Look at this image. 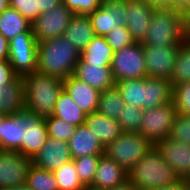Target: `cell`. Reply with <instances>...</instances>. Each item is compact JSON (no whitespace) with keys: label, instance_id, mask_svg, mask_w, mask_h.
Listing matches in <instances>:
<instances>
[{"label":"cell","instance_id":"obj_1","mask_svg":"<svg viewBox=\"0 0 190 190\" xmlns=\"http://www.w3.org/2000/svg\"><path fill=\"white\" fill-rule=\"evenodd\" d=\"M80 51L64 36L38 42L37 71L66 79L74 74Z\"/></svg>","mask_w":190,"mask_h":190},{"label":"cell","instance_id":"obj_2","mask_svg":"<svg viewBox=\"0 0 190 190\" xmlns=\"http://www.w3.org/2000/svg\"><path fill=\"white\" fill-rule=\"evenodd\" d=\"M187 18L174 7H155L142 46H179L186 39Z\"/></svg>","mask_w":190,"mask_h":190},{"label":"cell","instance_id":"obj_3","mask_svg":"<svg viewBox=\"0 0 190 190\" xmlns=\"http://www.w3.org/2000/svg\"><path fill=\"white\" fill-rule=\"evenodd\" d=\"M25 82V109L47 118L53 115L63 80L38 71L23 77Z\"/></svg>","mask_w":190,"mask_h":190},{"label":"cell","instance_id":"obj_4","mask_svg":"<svg viewBox=\"0 0 190 190\" xmlns=\"http://www.w3.org/2000/svg\"><path fill=\"white\" fill-rule=\"evenodd\" d=\"M128 178L140 190L162 188L181 180L155 146L133 166Z\"/></svg>","mask_w":190,"mask_h":190},{"label":"cell","instance_id":"obj_5","mask_svg":"<svg viewBox=\"0 0 190 190\" xmlns=\"http://www.w3.org/2000/svg\"><path fill=\"white\" fill-rule=\"evenodd\" d=\"M153 146L140 133L122 132L104 149V153L114 160L125 172L129 173L133 166Z\"/></svg>","mask_w":190,"mask_h":190},{"label":"cell","instance_id":"obj_6","mask_svg":"<svg viewBox=\"0 0 190 190\" xmlns=\"http://www.w3.org/2000/svg\"><path fill=\"white\" fill-rule=\"evenodd\" d=\"M177 115L174 101L144 110L138 133L155 145L169 137Z\"/></svg>","mask_w":190,"mask_h":190},{"label":"cell","instance_id":"obj_7","mask_svg":"<svg viewBox=\"0 0 190 190\" xmlns=\"http://www.w3.org/2000/svg\"><path fill=\"white\" fill-rule=\"evenodd\" d=\"M111 71L115 82L147 77L142 43L134 42L115 51Z\"/></svg>","mask_w":190,"mask_h":190},{"label":"cell","instance_id":"obj_8","mask_svg":"<svg viewBox=\"0 0 190 190\" xmlns=\"http://www.w3.org/2000/svg\"><path fill=\"white\" fill-rule=\"evenodd\" d=\"M9 63L18 77L37 71L38 42L33 32L19 33L9 41Z\"/></svg>","mask_w":190,"mask_h":190},{"label":"cell","instance_id":"obj_9","mask_svg":"<svg viewBox=\"0 0 190 190\" xmlns=\"http://www.w3.org/2000/svg\"><path fill=\"white\" fill-rule=\"evenodd\" d=\"M74 13L63 3L42 13L32 23V31L37 42L64 36Z\"/></svg>","mask_w":190,"mask_h":190},{"label":"cell","instance_id":"obj_10","mask_svg":"<svg viewBox=\"0 0 190 190\" xmlns=\"http://www.w3.org/2000/svg\"><path fill=\"white\" fill-rule=\"evenodd\" d=\"M32 158L19 152L0 150V190L26 183Z\"/></svg>","mask_w":190,"mask_h":190},{"label":"cell","instance_id":"obj_11","mask_svg":"<svg viewBox=\"0 0 190 190\" xmlns=\"http://www.w3.org/2000/svg\"><path fill=\"white\" fill-rule=\"evenodd\" d=\"M126 15V0H102V5L88 17L95 35L106 36L110 31L126 25Z\"/></svg>","mask_w":190,"mask_h":190},{"label":"cell","instance_id":"obj_12","mask_svg":"<svg viewBox=\"0 0 190 190\" xmlns=\"http://www.w3.org/2000/svg\"><path fill=\"white\" fill-rule=\"evenodd\" d=\"M179 46H143L148 77L171 80Z\"/></svg>","mask_w":190,"mask_h":190},{"label":"cell","instance_id":"obj_13","mask_svg":"<svg viewBox=\"0 0 190 190\" xmlns=\"http://www.w3.org/2000/svg\"><path fill=\"white\" fill-rule=\"evenodd\" d=\"M155 6L147 0H126V27L135 42L142 43L150 28Z\"/></svg>","mask_w":190,"mask_h":190},{"label":"cell","instance_id":"obj_14","mask_svg":"<svg viewBox=\"0 0 190 190\" xmlns=\"http://www.w3.org/2000/svg\"><path fill=\"white\" fill-rule=\"evenodd\" d=\"M25 122L22 134L21 154L33 158L49 138L48 130L44 118L26 109Z\"/></svg>","mask_w":190,"mask_h":190},{"label":"cell","instance_id":"obj_15","mask_svg":"<svg viewBox=\"0 0 190 190\" xmlns=\"http://www.w3.org/2000/svg\"><path fill=\"white\" fill-rule=\"evenodd\" d=\"M180 179L190 171V144L165 138L154 145Z\"/></svg>","mask_w":190,"mask_h":190},{"label":"cell","instance_id":"obj_16","mask_svg":"<svg viewBox=\"0 0 190 190\" xmlns=\"http://www.w3.org/2000/svg\"><path fill=\"white\" fill-rule=\"evenodd\" d=\"M32 160L34 166L43 170L54 171L72 160L68 142L49 137Z\"/></svg>","mask_w":190,"mask_h":190},{"label":"cell","instance_id":"obj_17","mask_svg":"<svg viewBox=\"0 0 190 190\" xmlns=\"http://www.w3.org/2000/svg\"><path fill=\"white\" fill-rule=\"evenodd\" d=\"M63 89L87 115L97 111L100 91L87 85L74 75L63 80Z\"/></svg>","mask_w":190,"mask_h":190},{"label":"cell","instance_id":"obj_18","mask_svg":"<svg viewBox=\"0 0 190 190\" xmlns=\"http://www.w3.org/2000/svg\"><path fill=\"white\" fill-rule=\"evenodd\" d=\"M87 85L100 92L115 86L111 66L100 64H88L79 59L73 74Z\"/></svg>","mask_w":190,"mask_h":190},{"label":"cell","instance_id":"obj_19","mask_svg":"<svg viewBox=\"0 0 190 190\" xmlns=\"http://www.w3.org/2000/svg\"><path fill=\"white\" fill-rule=\"evenodd\" d=\"M127 178L128 173L103 153L100 155L95 176L90 187L98 190H110L123 183Z\"/></svg>","mask_w":190,"mask_h":190},{"label":"cell","instance_id":"obj_20","mask_svg":"<svg viewBox=\"0 0 190 190\" xmlns=\"http://www.w3.org/2000/svg\"><path fill=\"white\" fill-rule=\"evenodd\" d=\"M84 124L104 149L123 132L116 119L108 118L97 111L87 114Z\"/></svg>","mask_w":190,"mask_h":190},{"label":"cell","instance_id":"obj_21","mask_svg":"<svg viewBox=\"0 0 190 190\" xmlns=\"http://www.w3.org/2000/svg\"><path fill=\"white\" fill-rule=\"evenodd\" d=\"M68 146L72 160L88 155H102L104 153V148L85 124L76 127L74 134L68 141Z\"/></svg>","mask_w":190,"mask_h":190},{"label":"cell","instance_id":"obj_22","mask_svg":"<svg viewBox=\"0 0 190 190\" xmlns=\"http://www.w3.org/2000/svg\"><path fill=\"white\" fill-rule=\"evenodd\" d=\"M173 101V87L165 78L145 77L143 110Z\"/></svg>","mask_w":190,"mask_h":190},{"label":"cell","instance_id":"obj_23","mask_svg":"<svg viewBox=\"0 0 190 190\" xmlns=\"http://www.w3.org/2000/svg\"><path fill=\"white\" fill-rule=\"evenodd\" d=\"M25 124V109L14 115H7L4 118L1 150L21 153L22 134Z\"/></svg>","mask_w":190,"mask_h":190},{"label":"cell","instance_id":"obj_24","mask_svg":"<svg viewBox=\"0 0 190 190\" xmlns=\"http://www.w3.org/2000/svg\"><path fill=\"white\" fill-rule=\"evenodd\" d=\"M91 20L87 15L74 14L65 30L64 37L81 52L95 37Z\"/></svg>","mask_w":190,"mask_h":190},{"label":"cell","instance_id":"obj_25","mask_svg":"<svg viewBox=\"0 0 190 190\" xmlns=\"http://www.w3.org/2000/svg\"><path fill=\"white\" fill-rule=\"evenodd\" d=\"M25 109V82L18 77L14 82L2 88L0 112L14 115Z\"/></svg>","mask_w":190,"mask_h":190},{"label":"cell","instance_id":"obj_26","mask_svg":"<svg viewBox=\"0 0 190 190\" xmlns=\"http://www.w3.org/2000/svg\"><path fill=\"white\" fill-rule=\"evenodd\" d=\"M114 51L108 45L105 36H95L92 41L80 52V59L88 64H112Z\"/></svg>","mask_w":190,"mask_h":190},{"label":"cell","instance_id":"obj_27","mask_svg":"<svg viewBox=\"0 0 190 190\" xmlns=\"http://www.w3.org/2000/svg\"><path fill=\"white\" fill-rule=\"evenodd\" d=\"M25 32H33L32 24L17 10L8 7L0 14V33L8 41Z\"/></svg>","mask_w":190,"mask_h":190},{"label":"cell","instance_id":"obj_28","mask_svg":"<svg viewBox=\"0 0 190 190\" xmlns=\"http://www.w3.org/2000/svg\"><path fill=\"white\" fill-rule=\"evenodd\" d=\"M53 116L75 126L83 125L86 114L76 105L70 95L63 89L58 97Z\"/></svg>","mask_w":190,"mask_h":190},{"label":"cell","instance_id":"obj_29","mask_svg":"<svg viewBox=\"0 0 190 190\" xmlns=\"http://www.w3.org/2000/svg\"><path fill=\"white\" fill-rule=\"evenodd\" d=\"M125 104L143 109L145 78L121 80L115 83Z\"/></svg>","mask_w":190,"mask_h":190},{"label":"cell","instance_id":"obj_30","mask_svg":"<svg viewBox=\"0 0 190 190\" xmlns=\"http://www.w3.org/2000/svg\"><path fill=\"white\" fill-rule=\"evenodd\" d=\"M125 106L120 91L114 86L100 93L97 112L112 119H118L122 107Z\"/></svg>","mask_w":190,"mask_h":190},{"label":"cell","instance_id":"obj_31","mask_svg":"<svg viewBox=\"0 0 190 190\" xmlns=\"http://www.w3.org/2000/svg\"><path fill=\"white\" fill-rule=\"evenodd\" d=\"M172 87L190 82V43L185 39L177 52V60L170 80Z\"/></svg>","mask_w":190,"mask_h":190},{"label":"cell","instance_id":"obj_32","mask_svg":"<svg viewBox=\"0 0 190 190\" xmlns=\"http://www.w3.org/2000/svg\"><path fill=\"white\" fill-rule=\"evenodd\" d=\"M53 174L59 190H83L85 188L78 177L73 160L54 170Z\"/></svg>","mask_w":190,"mask_h":190},{"label":"cell","instance_id":"obj_33","mask_svg":"<svg viewBox=\"0 0 190 190\" xmlns=\"http://www.w3.org/2000/svg\"><path fill=\"white\" fill-rule=\"evenodd\" d=\"M26 185L31 190H59L53 171L43 170L34 165L30 168Z\"/></svg>","mask_w":190,"mask_h":190},{"label":"cell","instance_id":"obj_34","mask_svg":"<svg viewBox=\"0 0 190 190\" xmlns=\"http://www.w3.org/2000/svg\"><path fill=\"white\" fill-rule=\"evenodd\" d=\"M143 113L141 107L125 104L117 119L123 132L138 133Z\"/></svg>","mask_w":190,"mask_h":190},{"label":"cell","instance_id":"obj_35","mask_svg":"<svg viewBox=\"0 0 190 190\" xmlns=\"http://www.w3.org/2000/svg\"><path fill=\"white\" fill-rule=\"evenodd\" d=\"M100 155H88L73 159L78 177L85 187L92 185Z\"/></svg>","mask_w":190,"mask_h":190},{"label":"cell","instance_id":"obj_36","mask_svg":"<svg viewBox=\"0 0 190 190\" xmlns=\"http://www.w3.org/2000/svg\"><path fill=\"white\" fill-rule=\"evenodd\" d=\"M44 121L47 126L48 136L63 142H68L71 139L77 127L53 115L44 118Z\"/></svg>","mask_w":190,"mask_h":190},{"label":"cell","instance_id":"obj_37","mask_svg":"<svg viewBox=\"0 0 190 190\" xmlns=\"http://www.w3.org/2000/svg\"><path fill=\"white\" fill-rule=\"evenodd\" d=\"M169 138L190 144V115L178 113L171 128Z\"/></svg>","mask_w":190,"mask_h":190},{"label":"cell","instance_id":"obj_38","mask_svg":"<svg viewBox=\"0 0 190 190\" xmlns=\"http://www.w3.org/2000/svg\"><path fill=\"white\" fill-rule=\"evenodd\" d=\"M173 101L178 113L190 115V82L173 88Z\"/></svg>","mask_w":190,"mask_h":190},{"label":"cell","instance_id":"obj_39","mask_svg":"<svg viewBox=\"0 0 190 190\" xmlns=\"http://www.w3.org/2000/svg\"><path fill=\"white\" fill-rule=\"evenodd\" d=\"M105 38L114 52L135 42L125 25H122L118 30L110 31Z\"/></svg>","mask_w":190,"mask_h":190},{"label":"cell","instance_id":"obj_40","mask_svg":"<svg viewBox=\"0 0 190 190\" xmlns=\"http://www.w3.org/2000/svg\"><path fill=\"white\" fill-rule=\"evenodd\" d=\"M62 3L77 15H89L102 5V0H62Z\"/></svg>","mask_w":190,"mask_h":190},{"label":"cell","instance_id":"obj_41","mask_svg":"<svg viewBox=\"0 0 190 190\" xmlns=\"http://www.w3.org/2000/svg\"><path fill=\"white\" fill-rule=\"evenodd\" d=\"M10 7L17 10L31 24L40 16L37 13L36 0H10Z\"/></svg>","mask_w":190,"mask_h":190},{"label":"cell","instance_id":"obj_42","mask_svg":"<svg viewBox=\"0 0 190 190\" xmlns=\"http://www.w3.org/2000/svg\"><path fill=\"white\" fill-rule=\"evenodd\" d=\"M17 78L18 76L15 74L9 60H0V88L6 87Z\"/></svg>","mask_w":190,"mask_h":190},{"label":"cell","instance_id":"obj_43","mask_svg":"<svg viewBox=\"0 0 190 190\" xmlns=\"http://www.w3.org/2000/svg\"><path fill=\"white\" fill-rule=\"evenodd\" d=\"M37 13L41 15L44 12L52 10L54 7L62 3V0H36Z\"/></svg>","mask_w":190,"mask_h":190},{"label":"cell","instance_id":"obj_44","mask_svg":"<svg viewBox=\"0 0 190 190\" xmlns=\"http://www.w3.org/2000/svg\"><path fill=\"white\" fill-rule=\"evenodd\" d=\"M9 41L0 33V60H9Z\"/></svg>","mask_w":190,"mask_h":190},{"label":"cell","instance_id":"obj_45","mask_svg":"<svg viewBox=\"0 0 190 190\" xmlns=\"http://www.w3.org/2000/svg\"><path fill=\"white\" fill-rule=\"evenodd\" d=\"M155 7H174L177 9V0H147Z\"/></svg>","mask_w":190,"mask_h":190},{"label":"cell","instance_id":"obj_46","mask_svg":"<svg viewBox=\"0 0 190 190\" xmlns=\"http://www.w3.org/2000/svg\"><path fill=\"white\" fill-rule=\"evenodd\" d=\"M110 190H140L129 178Z\"/></svg>","mask_w":190,"mask_h":190},{"label":"cell","instance_id":"obj_47","mask_svg":"<svg viewBox=\"0 0 190 190\" xmlns=\"http://www.w3.org/2000/svg\"><path fill=\"white\" fill-rule=\"evenodd\" d=\"M177 10L190 17V0H177Z\"/></svg>","mask_w":190,"mask_h":190},{"label":"cell","instance_id":"obj_48","mask_svg":"<svg viewBox=\"0 0 190 190\" xmlns=\"http://www.w3.org/2000/svg\"><path fill=\"white\" fill-rule=\"evenodd\" d=\"M151 190H184V180L181 179L178 183L174 185H169L162 188H156Z\"/></svg>","mask_w":190,"mask_h":190},{"label":"cell","instance_id":"obj_49","mask_svg":"<svg viewBox=\"0 0 190 190\" xmlns=\"http://www.w3.org/2000/svg\"><path fill=\"white\" fill-rule=\"evenodd\" d=\"M10 7V0H0V14Z\"/></svg>","mask_w":190,"mask_h":190},{"label":"cell","instance_id":"obj_50","mask_svg":"<svg viewBox=\"0 0 190 190\" xmlns=\"http://www.w3.org/2000/svg\"><path fill=\"white\" fill-rule=\"evenodd\" d=\"M6 190H31V189L26 185V183H24Z\"/></svg>","mask_w":190,"mask_h":190},{"label":"cell","instance_id":"obj_51","mask_svg":"<svg viewBox=\"0 0 190 190\" xmlns=\"http://www.w3.org/2000/svg\"><path fill=\"white\" fill-rule=\"evenodd\" d=\"M186 40L190 43V17L187 18L186 22Z\"/></svg>","mask_w":190,"mask_h":190},{"label":"cell","instance_id":"obj_52","mask_svg":"<svg viewBox=\"0 0 190 190\" xmlns=\"http://www.w3.org/2000/svg\"><path fill=\"white\" fill-rule=\"evenodd\" d=\"M6 116H7L6 114H3L0 112V150H1L2 126H3L4 118Z\"/></svg>","mask_w":190,"mask_h":190},{"label":"cell","instance_id":"obj_53","mask_svg":"<svg viewBox=\"0 0 190 190\" xmlns=\"http://www.w3.org/2000/svg\"><path fill=\"white\" fill-rule=\"evenodd\" d=\"M184 190H190V185L184 180Z\"/></svg>","mask_w":190,"mask_h":190},{"label":"cell","instance_id":"obj_54","mask_svg":"<svg viewBox=\"0 0 190 190\" xmlns=\"http://www.w3.org/2000/svg\"><path fill=\"white\" fill-rule=\"evenodd\" d=\"M183 180H185L190 185V175H187Z\"/></svg>","mask_w":190,"mask_h":190},{"label":"cell","instance_id":"obj_55","mask_svg":"<svg viewBox=\"0 0 190 190\" xmlns=\"http://www.w3.org/2000/svg\"><path fill=\"white\" fill-rule=\"evenodd\" d=\"M83 190H98V189H94L92 187H85Z\"/></svg>","mask_w":190,"mask_h":190},{"label":"cell","instance_id":"obj_56","mask_svg":"<svg viewBox=\"0 0 190 190\" xmlns=\"http://www.w3.org/2000/svg\"><path fill=\"white\" fill-rule=\"evenodd\" d=\"M1 96H2V89L0 88V98H1Z\"/></svg>","mask_w":190,"mask_h":190}]
</instances>
